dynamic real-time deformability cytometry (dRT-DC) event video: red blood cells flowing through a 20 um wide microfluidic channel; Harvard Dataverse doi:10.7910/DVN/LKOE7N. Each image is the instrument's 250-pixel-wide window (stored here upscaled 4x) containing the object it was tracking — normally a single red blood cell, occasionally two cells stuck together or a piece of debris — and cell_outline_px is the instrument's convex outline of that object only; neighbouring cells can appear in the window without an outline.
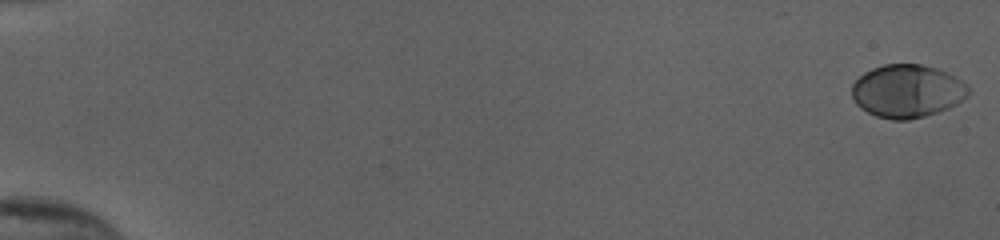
{"species": "human", "species_latin": "Homo sapiens", "temperature_condition": "cold", "stored_images_in_passage": 54, "camera_frame_rate_fps": 3000, "um_per_image_px": 0.085, "donor": {"sex": "female"}, "frame": {"image": 1, "passage_image": 1, "time_ms": 0.0, "image_size_px": [1000, 240], "cell_outline_px": [[968, 96], [956, 104], [948, 108], [924, 116], [908, 120], [892, 120], [876, 116], [860, 108], [856, 104], [852, 96], [852, 84], [864, 72], [872, 68], [884, 64], [920, 64], [936, 68], [956, 76], [968, 84]], "centroid_in_image_um": [77.11, 7.74], "position_along_channel_um": 7.9, "area_um2": 36.13}}
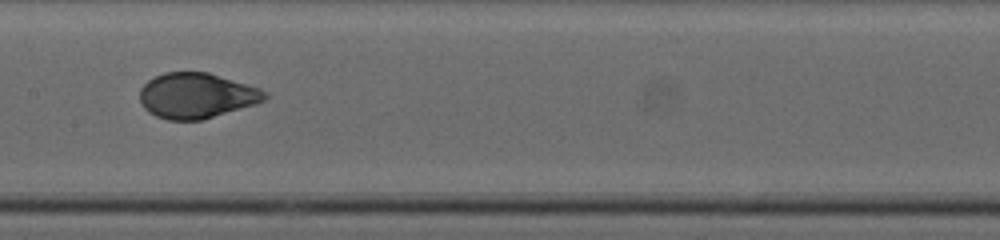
{"frame": {"image": 2, "passage_image": 30, "time_ms": 9.667, "image_size_px": [1000, 240], "cell_outline_px": [[268, 96], [264, 100], [256, 104], [200, 120], [168, 120], [156, 116], [148, 112], [144, 108], [140, 100], [140, 88], [148, 80], [164, 72], [208, 72], [260, 88], [268, 92]], "centroid_in_image_um": [16.7, 8.12], "position_along_channel_um": 190.7, "area_um2": 33.0}}
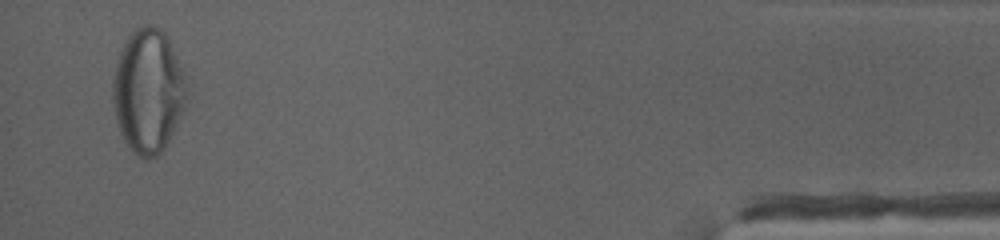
{"frame": {"image": 3, "passage_image": 53, "time_ms": 17.333, "image_size_px": [1000, 240], "cell_outline_px": [[188, 96], [184, 108], [164, 148], [156, 156], [144, 160], [132, 152], [128, 148], [120, 132], [116, 120], [112, 100], [112, 80], [116, 60], [128, 36], [140, 24], [152, 24], [160, 28], [168, 36], [184, 76], [188, 92]], "centroid_in_image_um": [12.57, 7.72], "position_along_channel_um": 422.6, "area_um2": 53.58}, "authors_computed_cell_mechanics": {"area_um2": 34.3621, "velocity_mm_per_s": 3.8851, "shape_relaxation_time_tau1_ms": 5.172, "shape_relaxation_time_tau2_ms": null, "deformation_change_tau1": 0.2106, "deformation_change_tau2": null}}